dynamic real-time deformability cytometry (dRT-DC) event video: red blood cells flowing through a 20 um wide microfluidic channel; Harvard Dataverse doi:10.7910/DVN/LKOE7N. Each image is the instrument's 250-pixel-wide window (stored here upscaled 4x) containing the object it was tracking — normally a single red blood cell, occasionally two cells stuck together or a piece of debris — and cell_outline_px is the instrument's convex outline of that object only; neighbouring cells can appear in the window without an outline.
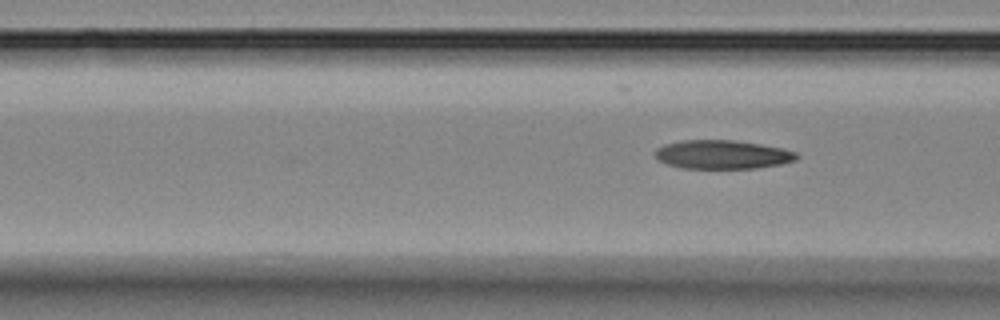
{"species": "Egyptian fruit bat (a non-hibernating species)", "species_latin": "Rousettus aegyptiacus", "temperature_condition": "room temperature", "stored_images_in_passage": 6, "segment_of_instrument_passage": [2, 2], "camera_frame_rate_fps": 3000, "um_per_image_px": 0.085, "animal": {"sex": "female"}, "frame": {"image": 1, "passage_image": 6, "time_ms": 6.667, "image_size_px": [1000, 320], "cell_outline_px": [[800, 156], [796, 160], [780, 164], [756, 168], [680, 168], [668, 164], [660, 160], [656, 156], [656, 148], [664, 144], [684, 140], [732, 140], [760, 144], [780, 148], [796, 152]], "centroid_in_image_um": [61.41, 13.13], "position_along_channel_um": 105.2, "area_um2": 23.52}}